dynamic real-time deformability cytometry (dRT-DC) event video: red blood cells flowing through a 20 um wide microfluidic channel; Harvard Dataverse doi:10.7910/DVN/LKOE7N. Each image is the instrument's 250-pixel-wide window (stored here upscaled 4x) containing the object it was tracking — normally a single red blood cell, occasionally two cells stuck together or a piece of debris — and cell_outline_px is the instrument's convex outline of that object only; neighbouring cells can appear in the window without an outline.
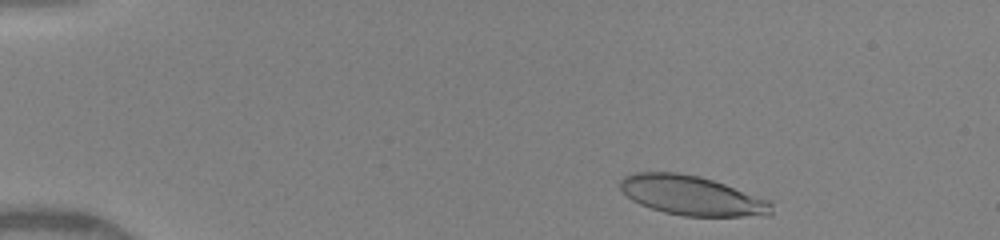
{"species": "human", "species_latin": "Homo sapiens", "temperature_condition": "warm", "stored_images_in_passage": 25, "camera_frame_rate_fps": 3000, "um_per_image_px": 0.085, "donor": {"sex": "female"}, "frame": {"image": 1, "passage_image": 2, "time_ms": 0.333, "image_size_px": [1000, 240], "cell_outline_px": [[772, 212], [768, 216], [684, 216], [664, 212], [640, 204], [632, 200], [620, 188], [620, 180], [624, 176], [636, 172], [676, 172], [700, 176], [724, 184], [768, 200], [772, 204]], "centroid_in_image_um": [58.79, 16.62], "position_along_channel_um": 26.2, "area_um2": 34.56}}
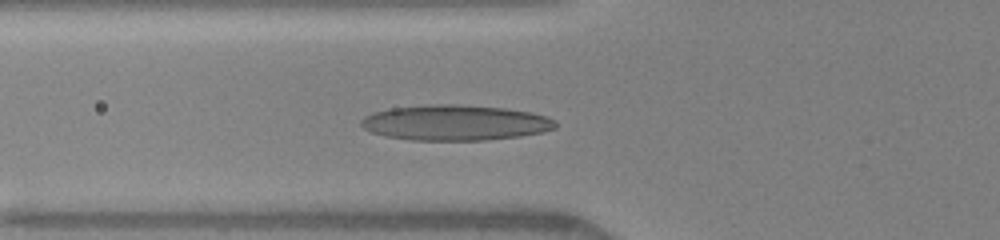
{"frame": {"image": 2, "passage_image": 10, "time_ms": 4.0, "image_size_px": [1000, 240], "cell_outline_px": [[556, 128], [544, 132], [520, 136], [488, 140], [412, 140], [384, 136], [372, 132], [364, 128], [360, 124], [360, 120], [364, 116], [372, 112], [392, 108], [428, 104], [452, 104], [504, 108], [528, 112], [544, 116], [556, 120]], "centroid_in_image_um": [38.67, 10.43], "position_along_channel_um": 87.1, "area_um2": 40.17}}
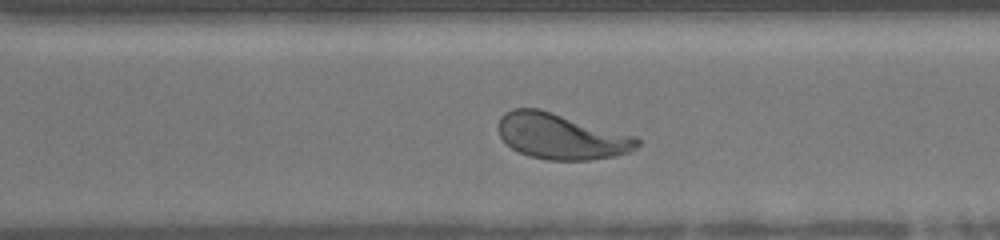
{"frame": {"image": 3, "passage_image": 22, "time_ms": 9.667, "image_size_px": [1000, 240], "cell_outline_px": [[640, 144], [636, 148], [628, 152], [612, 156], [588, 160], [548, 160], [528, 156], [512, 148], [500, 136], [496, 128], [496, 124], [500, 116], [504, 112], [512, 108], [540, 108], [636, 136], [640, 140]], "centroid_in_image_um": [47.66, 11.57], "position_along_channel_um": 322.9, "area_um2": 37.28}, "authors_computed_cell_mechanics": {"area_um2": 36.5874, "velocity_mm_per_s": 4.1587, "shape_relaxation_time_tau1_ms": 2.4666, "shape_relaxation_time_tau2_ms": 0.6928, "deformation_change_tau1": 0.1627, "deformation_change_tau2": 0.085}}